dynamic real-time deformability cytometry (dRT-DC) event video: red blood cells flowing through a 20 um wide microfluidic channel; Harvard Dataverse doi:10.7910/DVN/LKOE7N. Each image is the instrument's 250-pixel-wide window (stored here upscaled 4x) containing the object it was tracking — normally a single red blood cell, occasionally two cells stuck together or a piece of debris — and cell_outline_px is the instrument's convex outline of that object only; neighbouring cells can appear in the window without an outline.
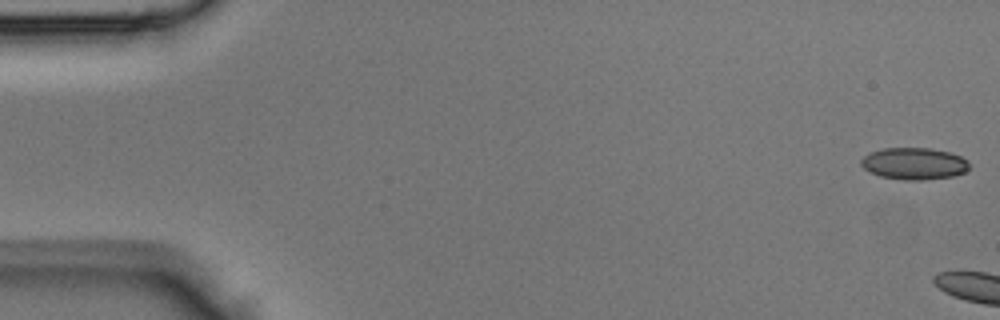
{"species": "Egyptian fruit bat (a non-hibernating species)", "species_latin": "Rousettus aegyptiacus", "temperature_condition": "room temperature", "stored_images_in_passage": 4, "camera_frame_rate_fps": 3000, "um_per_image_px": 0.085, "animal": {"sex": "male"}, "frame": {"image": 1, "passage_image": 1, "time_ms": 0.0, "image_size_px": [1000, 320], "cell_outline_px": [[968, 168], [964, 172], [952, 176], [924, 180], [904, 180], [880, 176], [864, 168], [860, 164], [860, 160], [864, 156], [872, 152], [884, 148], [928, 148], [948, 152], [960, 156], [968, 160]], "centroid_in_image_um": [77.69, 13.91], "position_along_channel_um": 7.3, "area_um2": 19.88}}